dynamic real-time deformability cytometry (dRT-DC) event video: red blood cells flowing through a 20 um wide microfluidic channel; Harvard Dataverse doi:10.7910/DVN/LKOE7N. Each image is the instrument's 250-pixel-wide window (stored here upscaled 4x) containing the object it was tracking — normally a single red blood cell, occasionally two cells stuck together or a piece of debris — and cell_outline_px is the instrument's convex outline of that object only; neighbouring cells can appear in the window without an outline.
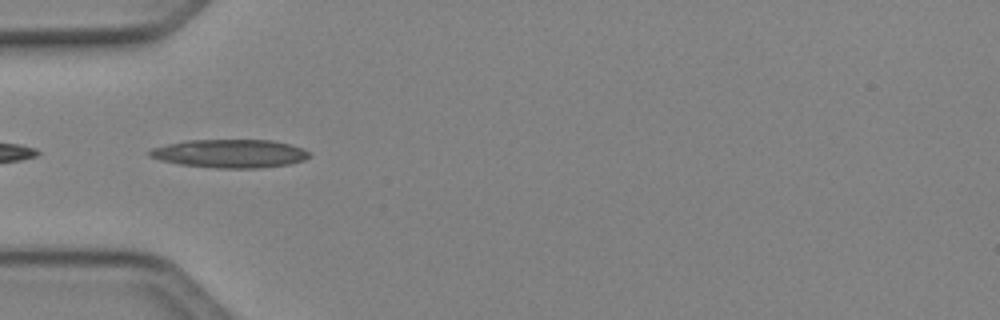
{"species": "Egyptian fruit bat (a non-hibernating species)", "species_latin": "Rousettus aegyptiacus", "temperature_condition": "cold", "stored_images_in_passage": 13, "camera_frame_rate_fps": 3000, "um_per_image_px": 0.085, "animal": {"sex": "female"}, "frame": {"image": 1, "passage_image": 3, "time_ms": 0.667, "image_size_px": [1000, 320], "cell_outline_px": [[312, 156], [304, 160], [288, 164], [256, 168], [216, 168], [180, 164], [160, 160], [148, 156], [148, 152], [152, 148], [168, 144], [188, 140], [272, 140], [304, 148]], "centroid_in_image_um": [19.55, 13.05], "position_along_channel_um": 65.4, "area_um2": 26.3}}
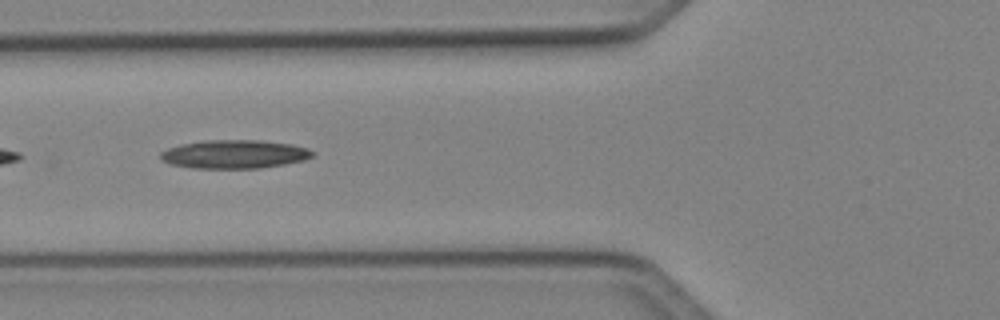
{"frame": {"image": 2, "passage_image": 6, "time_ms": 1.667, "image_size_px": [1000, 320], "cell_outline_px": [[312, 156], [304, 160], [284, 164], [260, 168], [192, 168], [172, 164], [160, 160], [160, 152], [168, 148], [180, 144], [204, 140], [260, 140], [292, 144], [308, 148], [312, 152]], "centroid_in_image_um": [19.89, 13.1], "position_along_channel_um": 105.9, "area_um2": 25.26}}